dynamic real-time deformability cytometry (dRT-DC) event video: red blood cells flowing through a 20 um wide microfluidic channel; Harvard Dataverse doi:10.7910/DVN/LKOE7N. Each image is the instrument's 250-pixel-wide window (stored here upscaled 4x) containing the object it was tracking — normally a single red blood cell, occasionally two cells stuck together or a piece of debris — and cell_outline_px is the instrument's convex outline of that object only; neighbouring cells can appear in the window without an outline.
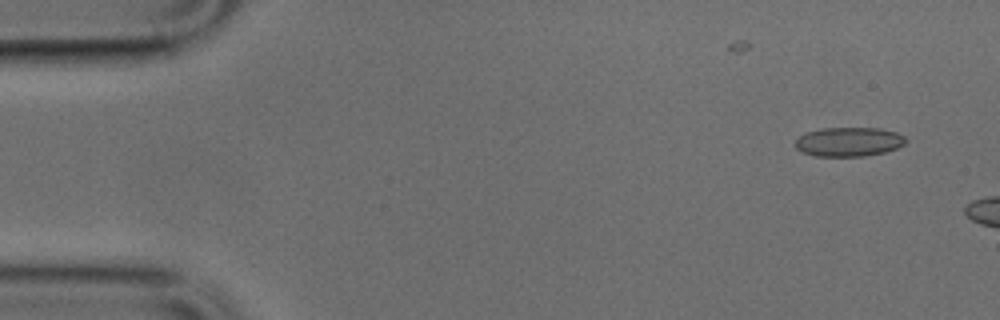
{"species": "common noctule bat (a hibernating species)", "species_latin": "Nyctalus noctula", "temperature_condition": "cold", "stored_images_in_passage": 6, "camera_frame_rate_fps": 3000, "um_per_image_px": 0.085, "animal": {"sex": "male", "body_mass_g": 17.9, "forearm_length_mm": 54.2}, "frame": {"image": 1, "passage_image": 2, "time_ms": 0.333, "image_size_px": [1000, 320], "cell_outline_px": [[908, 140], [904, 144], [896, 148], [884, 152], [864, 156], [816, 156], [804, 152], [796, 148], [796, 140], [800, 136], [808, 132], [824, 128], [880, 128], [896, 132], [904, 136]], "centroid_in_image_um": [72.19, 12.05], "position_along_channel_um": 12.8, "area_um2": 18.61}}